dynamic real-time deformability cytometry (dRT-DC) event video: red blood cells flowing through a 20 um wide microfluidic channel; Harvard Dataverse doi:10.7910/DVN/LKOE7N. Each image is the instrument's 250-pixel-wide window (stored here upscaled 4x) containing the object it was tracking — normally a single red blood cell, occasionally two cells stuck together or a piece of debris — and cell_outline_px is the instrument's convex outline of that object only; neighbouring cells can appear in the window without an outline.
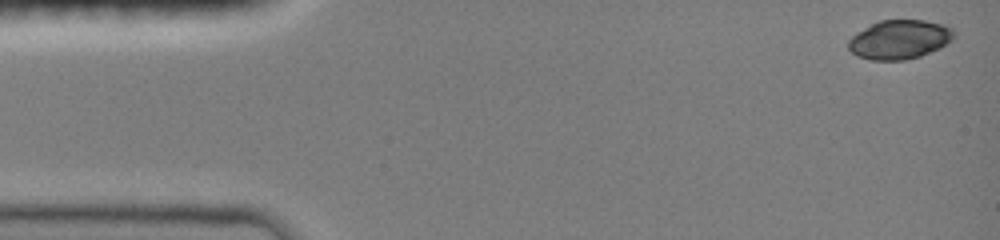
{"species": "common noctule bat (a hibernating species)", "species_latin": "Nyctalus noctula", "temperature_condition": "room temperature", "stored_images_in_passage": 45, "camera_frame_rate_fps": 3000, "um_per_image_px": 0.085, "animal": {"sex": "female", "body_mass_g": 19.0, "forearm_length_mm": 51.5}, "frame": {"image": 1, "passage_image": 1, "time_ms": 0.0, "image_size_px": [1000, 240], "cell_outline_px": [[956, 36], [952, 40], [940, 48], [920, 56], [904, 60], [868, 60], [856, 56], [848, 48], [848, 40], [856, 32], [880, 20], [924, 20], [944, 24], [952, 28], [956, 32]], "centroid_in_image_um": [76.47, 3.36], "position_along_channel_um": 8.5, "area_um2": 24.28}}
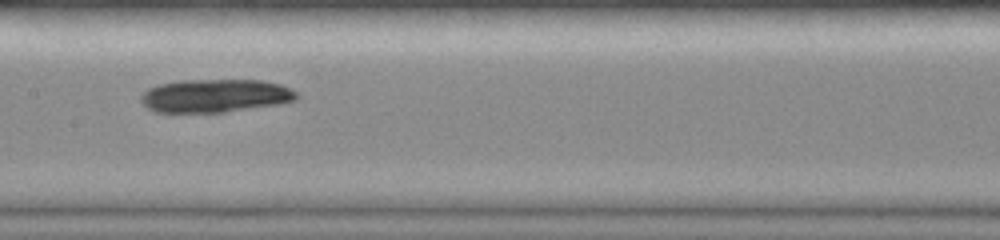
{"frame": {"image": 2, "passage_image": 23, "time_ms": 7.333, "image_size_px": [1000, 240], "cell_outline_px": [[300, 96], [296, 100], [280, 104], [224, 112], [156, 112], [148, 108], [140, 100], [140, 96], [148, 88], [156, 84], [180, 80], [260, 80], [280, 84], [296, 92]], "centroid_in_image_um": [18.28, 8.13], "position_along_channel_um": 189.1, "area_um2": 30.23}}
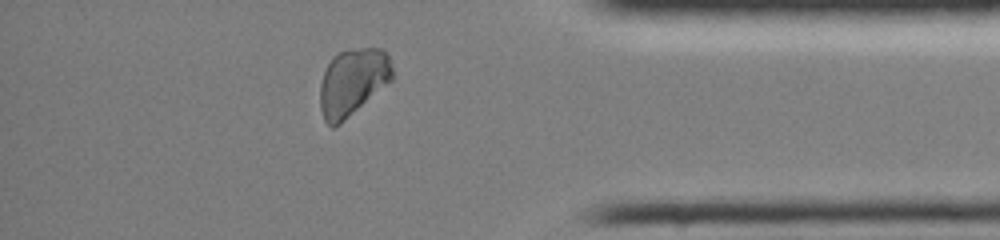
{"frame": {"image": 3, "passage_image": 40, "time_ms": 13.0, "image_size_px": [1000, 240], "cell_outline_px": [[392, 80], [336, 128], [332, 128], [324, 120], [320, 108], [320, 84], [324, 72], [332, 56], [348, 48], [380, 48], [388, 52], [392, 68]], "centroid_in_image_um": [29.97, 6.97], "position_along_channel_um": 405.2, "area_um2": 28.55}, "authors_computed_cell_mechanics": {"area_um2": 28.8422, "velocity_mm_per_s": 4.044, "shape_relaxation_time_tau1_ms": 5.3324, "shape_relaxation_time_tau2_ms": 9.7539, "deformation_change_tau1": 0.0959, "deformation_change_tau2": 0.1323}}